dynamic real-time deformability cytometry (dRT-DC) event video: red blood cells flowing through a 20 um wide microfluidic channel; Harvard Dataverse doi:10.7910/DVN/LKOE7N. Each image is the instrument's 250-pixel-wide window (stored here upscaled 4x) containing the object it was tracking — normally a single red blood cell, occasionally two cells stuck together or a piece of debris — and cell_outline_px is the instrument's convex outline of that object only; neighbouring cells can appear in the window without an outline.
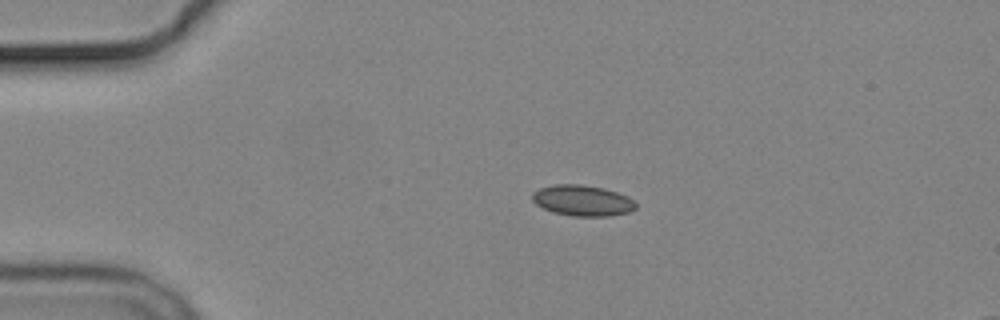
{"species": "common noctule bat (a hibernating species)", "species_latin": "Nyctalus noctula", "temperature_condition": "cold", "stored_images_in_passage": 9, "camera_frame_rate_fps": 3000, "um_per_image_px": 0.085, "animal": {"sex": "male", "body_mass_g": 19.2, "forearm_length_mm": 51.8}, "frame": {"image": 1, "passage_image": 2, "time_ms": 2.333, "image_size_px": [1000, 320], "cell_outline_px": [[636, 208], [628, 212], [608, 216], [576, 216], [552, 212], [536, 204], [532, 200], [532, 192], [540, 188], [552, 184], [580, 184], [604, 188], [628, 196], [636, 204]], "centroid_in_image_um": [49.49, 17.03], "position_along_channel_um": 35.5, "area_um2": 18.55}}
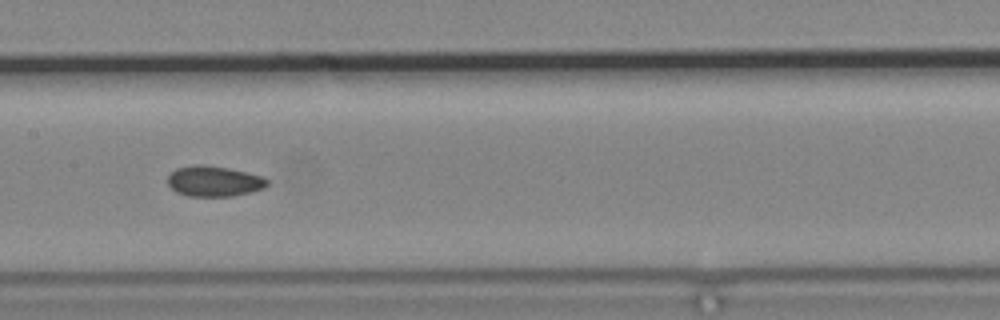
{"frame": {"image": 2, "passage_image": 6, "time_ms": 7.667, "image_size_px": [1000, 320], "cell_outline_px": [[268, 184], [264, 188], [232, 196], [188, 196], [176, 192], [168, 184], [168, 176], [176, 168], [196, 164], [204, 164], [228, 168], [264, 176], [268, 180]], "centroid_in_image_um": [18.19, 15.39], "position_along_channel_um": 189.2, "area_um2": 17.69}}
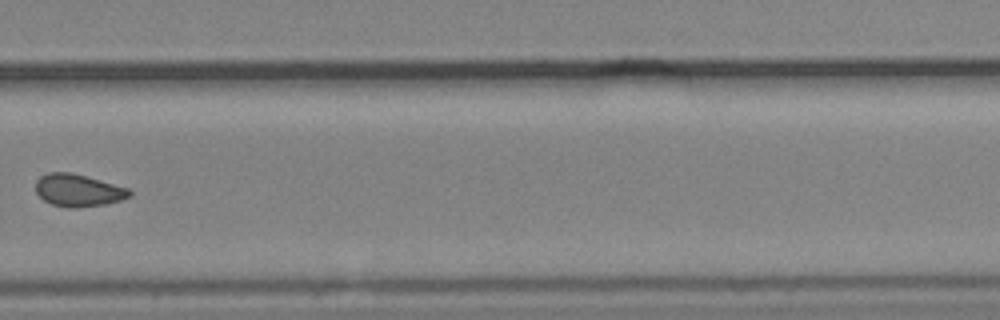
{"frame": {"image": 3, "passage_image": 9, "time_ms": 11.333, "image_size_px": [1000, 320], "cell_outline_px": [[132, 196], [120, 200], [104, 204], [76, 208], [68, 208], [52, 204], [44, 200], [36, 192], [36, 180], [40, 176], [48, 172], [72, 172], [128, 188], [132, 192]], "centroid_in_image_um": [6.64, 16.17], "position_along_channel_um": 323.2, "area_um2": 17.69}}